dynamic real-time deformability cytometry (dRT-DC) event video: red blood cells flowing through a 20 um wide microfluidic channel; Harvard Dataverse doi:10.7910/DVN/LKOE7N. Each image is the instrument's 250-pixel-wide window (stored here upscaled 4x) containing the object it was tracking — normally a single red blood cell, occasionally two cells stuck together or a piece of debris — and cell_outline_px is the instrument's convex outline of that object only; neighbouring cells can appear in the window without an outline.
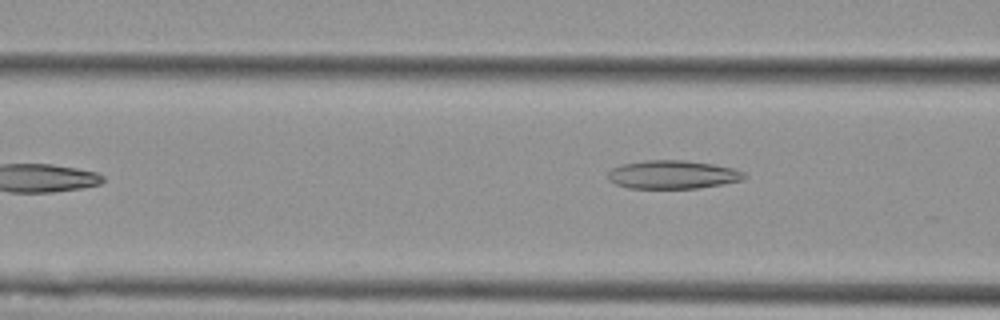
{"species": "Egyptian fruit bat (a non-hibernating species)", "species_latin": "Rousettus aegyptiacus", "temperature_condition": "cold", "stored_images_in_passage": 6, "camera_frame_rate_fps": 3000, "um_per_image_px": 0.085, "animal": {"sex": "female"}, "frame": {"image": 1, "passage_image": 6, "time_ms": 6.0, "image_size_px": [1000, 320], "cell_outline_px": [[748, 176], [744, 180], [724, 184], [696, 188], [628, 188], [616, 184], [608, 180], [608, 172], [612, 168], [620, 164], [644, 160], [684, 160], [712, 164], [732, 168], [744, 172]], "centroid_in_image_um": [57.18, 14.84], "position_along_channel_um": 109.4, "area_um2": 22.72}}